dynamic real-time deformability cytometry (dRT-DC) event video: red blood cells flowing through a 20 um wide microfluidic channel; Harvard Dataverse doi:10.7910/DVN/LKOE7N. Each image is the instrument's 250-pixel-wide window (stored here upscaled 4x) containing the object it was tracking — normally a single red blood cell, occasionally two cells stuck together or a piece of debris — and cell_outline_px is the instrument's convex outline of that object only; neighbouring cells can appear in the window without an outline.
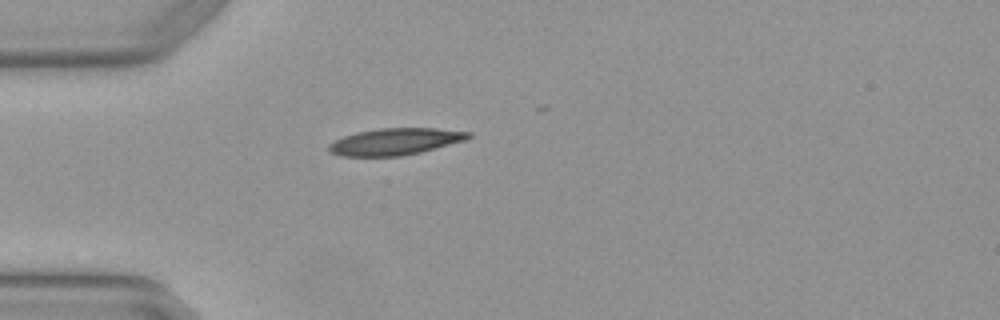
{"species": "Egyptian fruit bat (a non-hibernating species)", "species_latin": "Rousettus aegyptiacus", "temperature_condition": "warm", "stored_images_in_passage": 2, "camera_frame_rate_fps": 3000, "um_per_image_px": 0.085, "animal": {"sex": "female"}, "frame": {"image": 1, "passage_image": 1, "time_ms": 0.0, "image_size_px": [1000, 320], "cell_outline_px": [[472, 136], [464, 140], [420, 152], [400, 156], [340, 156], [332, 152], [328, 148], [328, 144], [344, 136], [356, 132], [380, 128], [436, 128], [472, 132]], "centroid_in_image_um": [33.59, 12.02], "position_along_channel_um": 51.4, "area_um2": 21.56}}